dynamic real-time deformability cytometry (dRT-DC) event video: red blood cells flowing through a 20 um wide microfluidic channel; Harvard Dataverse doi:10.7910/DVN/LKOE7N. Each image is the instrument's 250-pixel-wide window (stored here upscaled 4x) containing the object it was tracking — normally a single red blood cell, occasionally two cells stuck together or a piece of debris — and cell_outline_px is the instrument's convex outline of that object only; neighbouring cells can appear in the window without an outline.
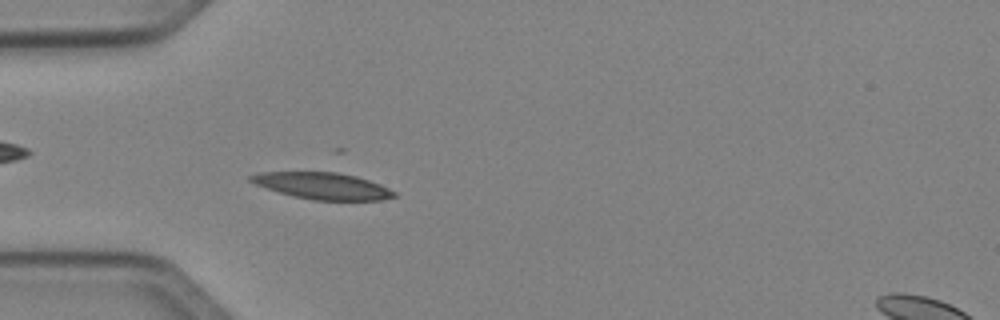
{"species": "Egyptian fruit bat (a non-hibernating species)", "species_latin": "Rousettus aegyptiacus", "temperature_condition": "cold", "stored_images_in_passage": 46, "camera_frame_rate_fps": 3000, "um_per_image_px": 0.085, "animal": {"sex": "female"}, "frame": {"image": 1, "passage_image": 11, "time_ms": 3.333, "image_size_px": [1000, 320], "cell_outline_px": [[396, 196], [380, 200], [312, 200], [280, 192], [256, 184], [248, 180], [248, 176], [260, 172], [336, 172], [356, 176], [380, 184], [396, 192]], "centroid_in_image_um": [27.43, 15.79], "position_along_channel_um": 57.6, "area_um2": 21.96}}
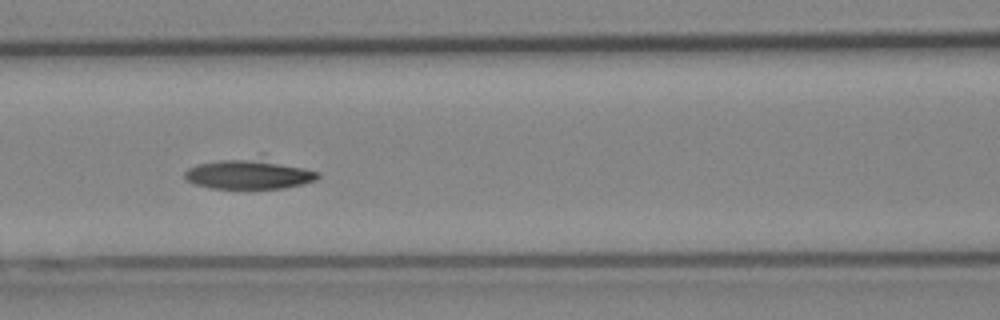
{"frame": {"image": 2, "passage_image": 18, "time_ms": 5.667, "image_size_px": [1000, 320], "cell_outline_px": [[320, 176], [316, 180], [304, 184], [284, 188], [208, 188], [192, 184], [184, 180], [184, 172], [188, 168], [196, 164], [220, 160], [244, 160], [276, 164], [304, 168], [320, 172]], "centroid_in_image_um": [21.05, 14.87], "position_along_channel_um": 145.5, "area_um2": 22.02}}
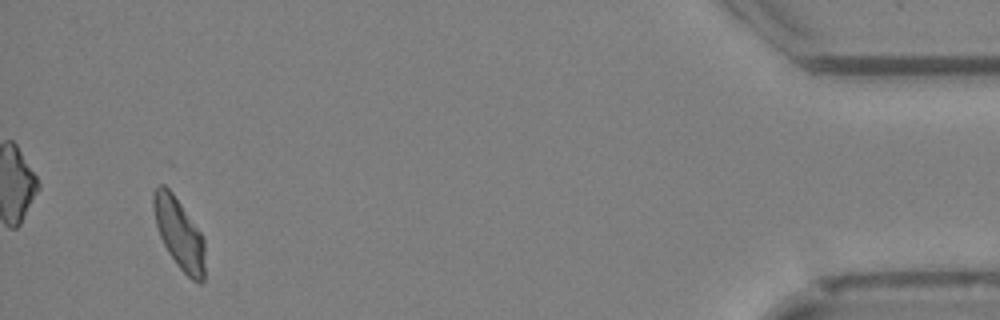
{"frame": {"image": 3, "passage_image": 44, "time_ms": 14.333, "image_size_px": [1000, 320], "cell_outline_px": [[204, 280], [200, 284], [192, 280], [176, 264], [168, 252], [160, 236], [156, 224], [152, 204], [152, 192], [156, 184], [164, 184], [172, 192], [200, 232], [204, 240]], "centroid_in_image_um": [15.2, 19.83], "position_along_channel_um": 420.0, "area_um2": 21.1}}